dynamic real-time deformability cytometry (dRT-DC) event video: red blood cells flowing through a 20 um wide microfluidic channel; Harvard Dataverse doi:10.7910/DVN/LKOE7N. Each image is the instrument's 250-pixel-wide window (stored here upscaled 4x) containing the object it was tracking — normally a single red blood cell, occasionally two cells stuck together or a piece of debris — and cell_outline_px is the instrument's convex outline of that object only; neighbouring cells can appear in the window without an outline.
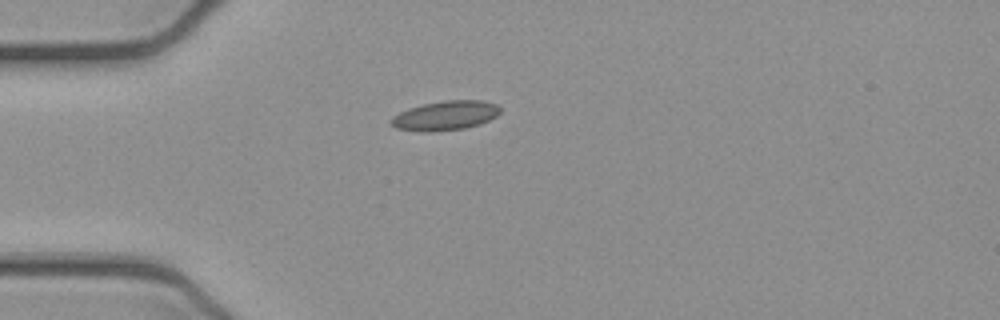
{"species": "common noctule bat (a hibernating species)", "species_latin": "Nyctalus noctula", "temperature_condition": "cold", "stored_images_in_passage": 32, "camera_frame_rate_fps": 3000, "um_per_image_px": 0.085, "animal": {"sex": "female", "body_mass_g": 21.9}, "frame": {"image": 1, "passage_image": 1, "time_ms": 0.0, "image_size_px": [1000, 320], "cell_outline_px": [[500, 112], [496, 116], [480, 124], [464, 128], [428, 132], [424, 132], [396, 128], [388, 120], [392, 116], [408, 108], [424, 104], [444, 100], [484, 100], [496, 104], [500, 108]], "centroid_in_image_um": [37.84, 9.81], "position_along_channel_um": 47.2, "area_um2": 18.67}}
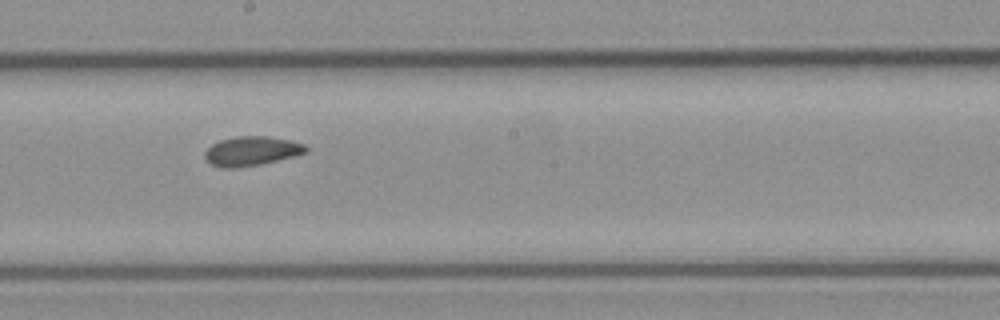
{"frame": {"image": 2, "passage_image": 16, "time_ms": 5.0, "image_size_px": [1000, 320], "cell_outline_px": [[308, 152], [296, 156], [260, 164], [236, 168], [220, 168], [212, 164], [204, 156], [204, 152], [212, 144], [220, 140], [236, 136], [268, 136], [288, 140], [304, 144], [308, 148]], "centroid_in_image_um": [21.39, 12.84], "position_along_channel_um": 226.8, "area_um2": 17.28}}
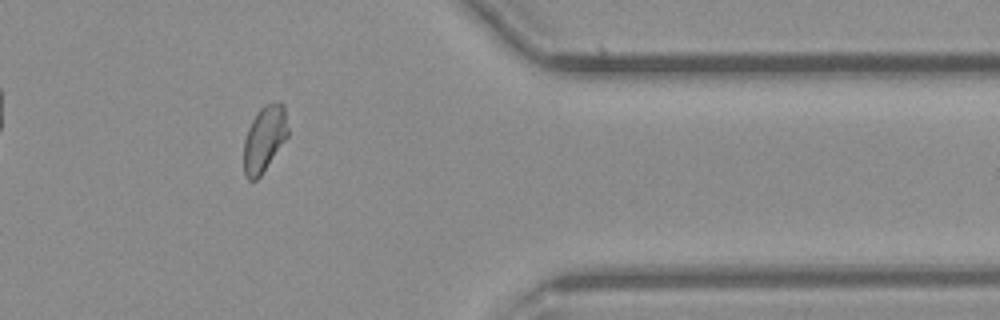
{"frame": {"image": 3, "passage_image": 30, "time_ms": 9.667, "image_size_px": [1000, 320], "cell_outline_px": [[288, 136], [260, 176], [256, 180], [248, 180], [244, 176], [244, 140], [248, 128], [252, 120], [260, 108], [264, 104], [284, 104], [288, 128]], "centroid_in_image_um": [22.46, 11.82], "position_along_channel_um": 388.9, "area_um2": 16.76}, "authors_computed_cell_mechanics": {"area_um2": 17.2533, "velocity_mm_per_s": 3.8903, "shape_relaxation_time_tau1_ms": null, "shape_relaxation_time_tau2_ms": 5.1622, "deformation_change_tau1": null, "deformation_change_tau2": 0.0949}}